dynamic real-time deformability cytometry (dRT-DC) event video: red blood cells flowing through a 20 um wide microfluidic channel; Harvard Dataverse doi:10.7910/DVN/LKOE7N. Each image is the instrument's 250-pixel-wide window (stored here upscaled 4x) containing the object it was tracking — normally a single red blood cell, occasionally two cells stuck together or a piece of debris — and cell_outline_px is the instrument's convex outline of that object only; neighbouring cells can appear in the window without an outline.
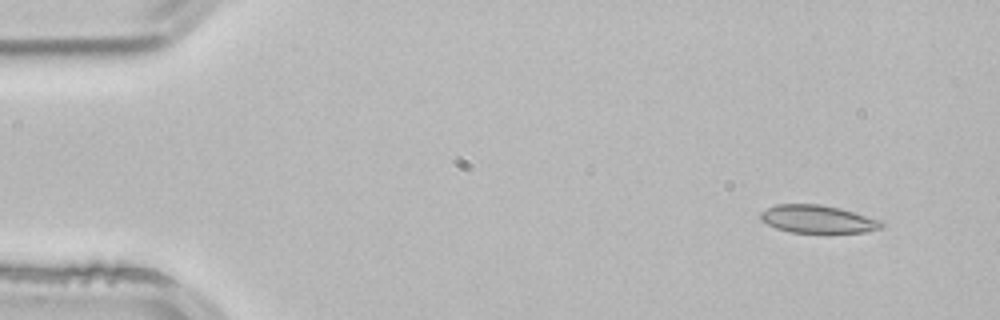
{"species": "common noctule bat (a hibernating species)", "species_latin": "Nyctalus noctula", "temperature_condition": "room temperature", "stored_images_in_passage": 4, "camera_frame_rate_fps": 3000, "um_per_image_px": 0.085, "animal": {"sex": "male", "body_mass_g": 21.5, "forearm_length_mm": 52.0}, "frame": {"image": 1, "passage_image": 1, "time_ms": 0.0, "image_size_px": [1000, 320], "cell_outline_px": [[884, 228], [868, 232], [792, 232], [776, 228], [760, 220], [760, 212], [776, 204], [820, 204], [840, 208], [880, 220], [884, 224]], "centroid_in_image_um": [69.51, 18.62], "position_along_channel_um": 15.5, "area_um2": 19.54}}
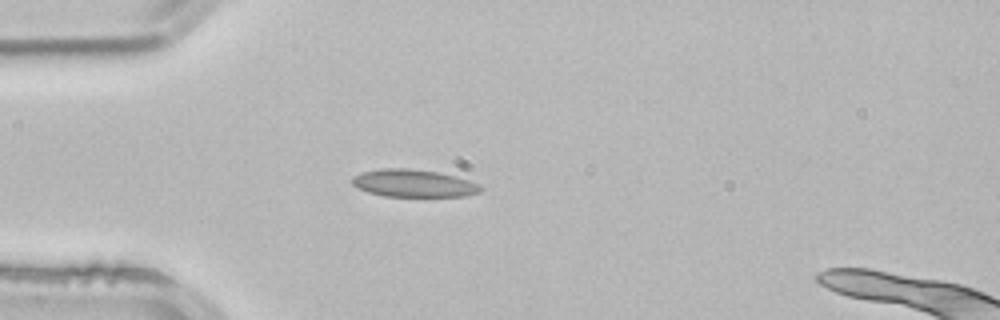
{"frame": {"image": 2, "passage_image": 3, "time_ms": 0.667, "image_size_px": [1000, 320], "cell_outline_px": [[484, 188], [480, 192], [464, 196], [384, 196], [368, 192], [352, 184], [352, 176], [360, 172], [380, 168], [408, 168], [436, 172], [456, 176], [480, 184]], "centroid_in_image_um": [35.15, 15.57], "position_along_channel_um": 49.8, "area_um2": 20.63}}